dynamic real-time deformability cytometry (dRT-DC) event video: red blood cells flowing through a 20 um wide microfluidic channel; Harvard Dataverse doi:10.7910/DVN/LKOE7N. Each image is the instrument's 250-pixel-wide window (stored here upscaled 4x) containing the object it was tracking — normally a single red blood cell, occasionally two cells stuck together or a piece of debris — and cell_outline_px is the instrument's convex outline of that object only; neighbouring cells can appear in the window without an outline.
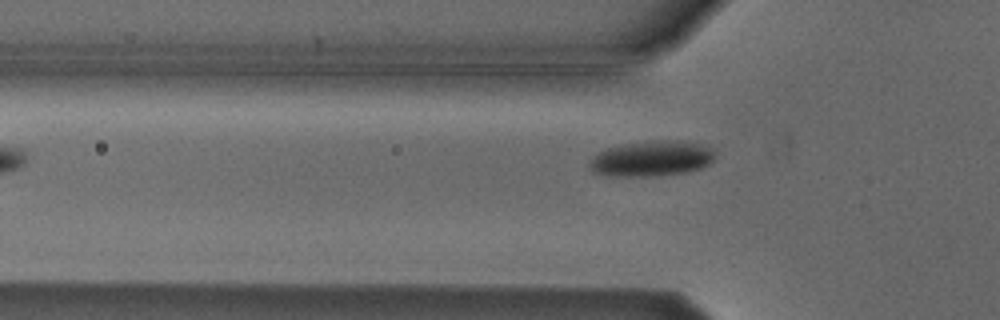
{"species": "Egyptian fruit bat (a non-hibernating species)", "species_latin": "Rousettus aegyptiacus", "temperature_condition": "cold", "stored_images_in_passage": 2, "camera_frame_rate_fps": 3000, "um_per_image_px": 0.085, "animal": {"sex": "male"}, "frame": {"image": 1, "passage_image": 2, "time_ms": 1.333, "image_size_px": [1000, 320], "cell_outline_px": [[712, 160], [708, 164], [700, 168], [688, 172], [656, 176], [612, 176], [592, 172], [588, 164], [592, 156], [608, 148], [628, 144], [652, 140], [676, 140], [700, 144], [712, 148]], "centroid_in_image_um": [55.36, 13.49], "position_along_channel_um": 70.4, "area_um2": 25.72}}